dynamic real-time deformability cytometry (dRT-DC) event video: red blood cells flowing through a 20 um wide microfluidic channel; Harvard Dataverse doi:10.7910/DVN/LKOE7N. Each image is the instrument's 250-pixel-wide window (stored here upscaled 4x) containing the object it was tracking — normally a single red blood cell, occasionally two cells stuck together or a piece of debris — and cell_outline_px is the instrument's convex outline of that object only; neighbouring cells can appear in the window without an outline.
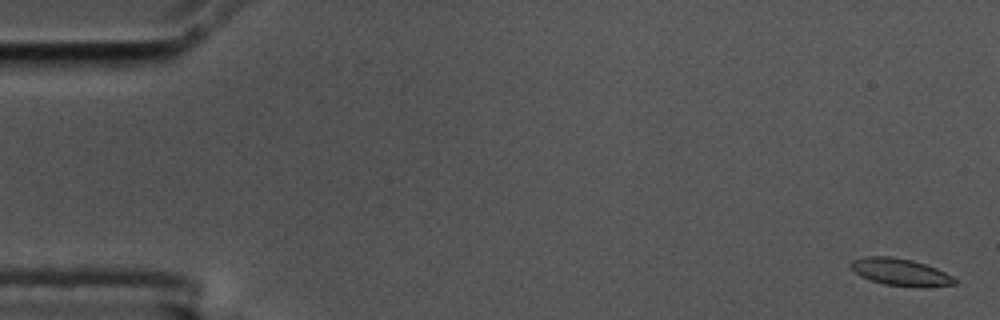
{"species": "common noctule bat (a hibernating species)", "species_latin": "Nyctalus noctula", "temperature_condition": "cold", "stored_images_in_passage": 56, "camera_frame_rate_fps": 3000, "um_per_image_px": 0.085, "animal": {"sex": "male", "body_mass_g": 17.5, "forearm_length_mm": 52.3}, "frame": {"image": 1, "passage_image": 2, "time_ms": 0.333, "image_size_px": [1000, 320], "cell_outline_px": [[956, 284], [924, 288], [920, 288], [884, 284], [860, 276], [848, 264], [852, 260], [864, 256], [888, 256], [912, 260], [936, 268], [952, 276], [956, 280]], "centroid_in_image_um": [76.54, 23.13], "position_along_channel_um": 8.5, "area_um2": 16.47}}
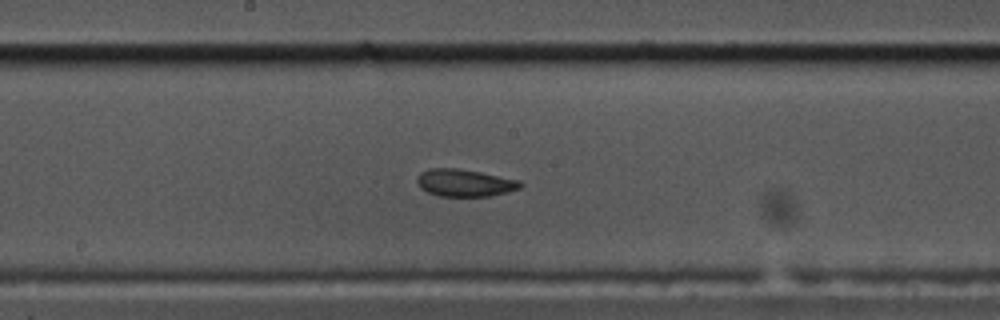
{"frame": {"image": 2, "passage_image": 30, "time_ms": 9.667, "image_size_px": [1000, 320], "cell_outline_px": [[524, 184], [520, 188], [508, 192], [492, 196], [440, 196], [428, 192], [420, 188], [416, 180], [420, 172], [428, 168], [456, 168], [480, 172], [520, 180]], "centroid_in_image_um": [39.51, 15.54], "position_along_channel_um": 208.7, "area_um2": 16.53}}
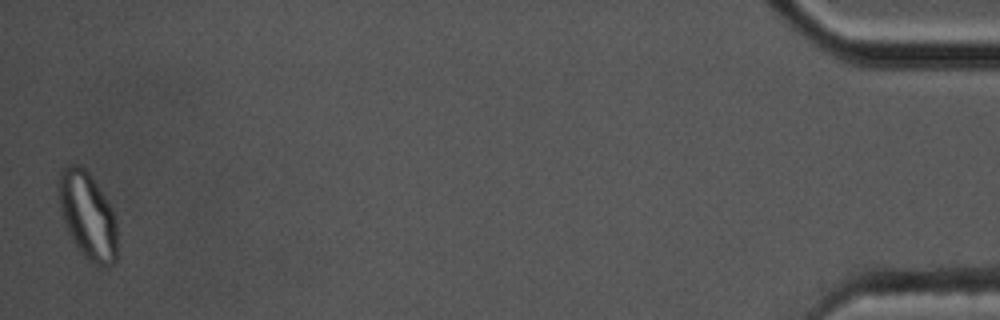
{"frame": {"image": 3, "passage_image": 56, "time_ms": 18.333, "image_size_px": [1000, 320], "cell_outline_px": [[116, 260], [108, 268], [92, 264], [80, 252], [72, 240], [68, 232], [60, 208], [56, 184], [60, 172], [64, 164], [80, 164], [88, 172], [104, 196], [116, 220]], "centroid_in_image_um": [7.41, 18.32], "position_along_channel_um": 427.8, "area_um2": 29.82}, "authors_computed_cell_mechanics": {"area_um2": 16.7331, "velocity_mm_per_s": 3.5943, "shape_relaxation_time_tau1_ms": null, "shape_relaxation_time_tau2_ms": 2.5164, "deformation_change_tau1": null, "deformation_change_tau2": 0.0581}}